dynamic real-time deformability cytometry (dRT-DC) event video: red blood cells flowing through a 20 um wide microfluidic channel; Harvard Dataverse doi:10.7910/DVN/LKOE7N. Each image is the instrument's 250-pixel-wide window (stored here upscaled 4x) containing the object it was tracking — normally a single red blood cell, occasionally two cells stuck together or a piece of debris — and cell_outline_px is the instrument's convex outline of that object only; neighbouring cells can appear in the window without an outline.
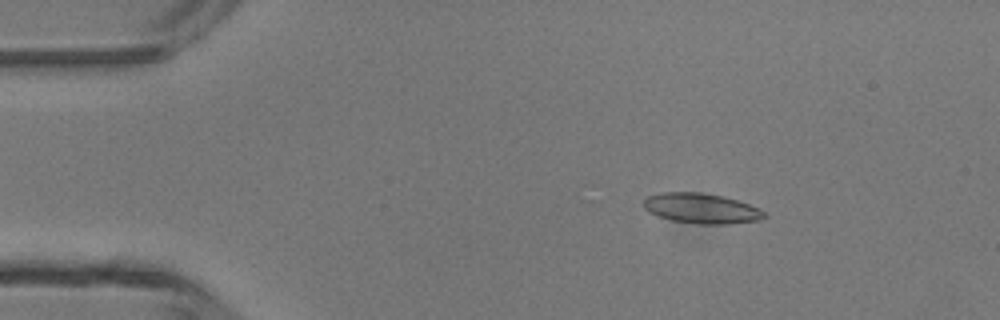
{"species": "common noctule bat (a hibernating species)", "species_latin": "Nyctalus noctula", "temperature_condition": "room temperature", "stored_images_in_passage": 6, "camera_frame_rate_fps": 3000, "um_per_image_px": 0.085, "animal": {"sex": "male", "body_mass_g": 13.3}, "frame": {"image": 1, "passage_image": 3, "time_ms": 2.333, "image_size_px": [1000, 320], "cell_outline_px": [[768, 216], [760, 220], [728, 224], [700, 224], [672, 220], [648, 212], [644, 208], [644, 196], [660, 192], [700, 192], [720, 196], [736, 200], [748, 204], [764, 212]], "centroid_in_image_um": [59.58, 17.71], "position_along_channel_um": 25.4, "area_um2": 21.1}}
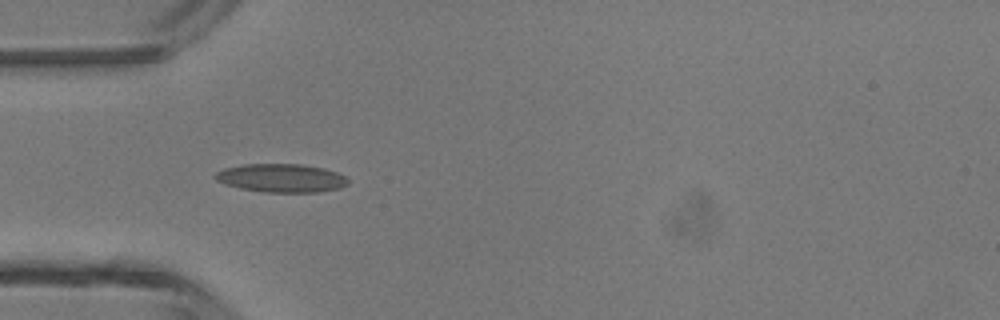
{"frame": {"image": 2, "passage_image": 5, "time_ms": 4.667, "image_size_px": [1000, 320], "cell_outline_px": [[348, 184], [340, 188], [320, 192], [264, 192], [240, 188], [224, 184], [216, 180], [212, 176], [216, 172], [224, 168], [244, 164], [300, 164], [324, 168], [336, 172], [344, 176], [348, 180]], "centroid_in_image_um": [23.89, 15.13], "position_along_channel_um": 61.1, "area_um2": 22.08}}
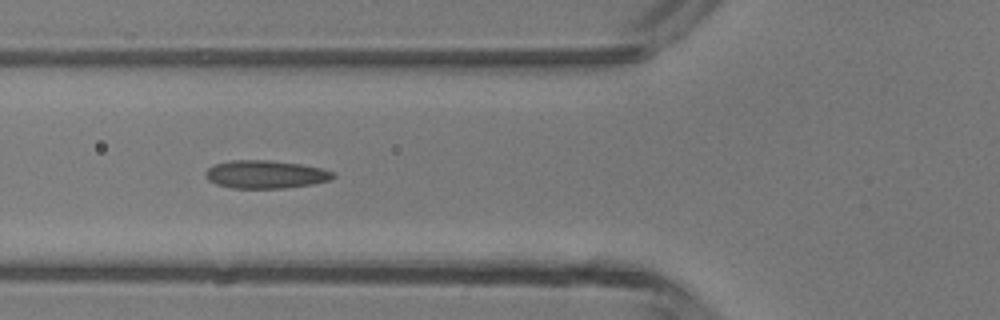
{"frame": {"image": 3, "passage_image": 6, "time_ms": 5.667, "image_size_px": [1000, 320], "cell_outline_px": [[336, 176], [332, 180], [312, 184], [284, 188], [232, 188], [216, 184], [208, 180], [204, 176], [204, 172], [212, 164], [228, 160], [268, 160], [300, 164], [320, 168], [336, 172]], "centroid_in_image_um": [22.55, 14.82], "position_along_channel_um": 103.2, "area_um2": 21.1}}